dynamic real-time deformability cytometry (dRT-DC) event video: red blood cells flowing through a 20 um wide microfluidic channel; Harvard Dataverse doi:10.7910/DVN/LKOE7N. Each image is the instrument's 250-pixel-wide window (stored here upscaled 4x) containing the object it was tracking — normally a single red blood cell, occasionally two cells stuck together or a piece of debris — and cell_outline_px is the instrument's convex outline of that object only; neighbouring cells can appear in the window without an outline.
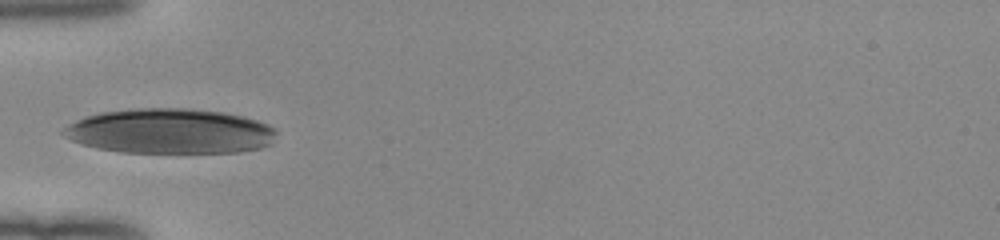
{"species": "human", "species_latin": "Homo sapiens", "temperature_condition": "room temperature", "stored_images_in_passage": 35, "camera_frame_rate_fps": 3000, "um_per_image_px": 0.085, "donor": {"sex": "female"}, "frame": {"image": 1, "passage_image": 1, "time_ms": 0.0, "image_size_px": [1000, 240], "cell_outline_px": [[276, 132], [268, 144], [260, 148], [240, 152], [120, 152], [100, 148], [84, 144], [72, 140], [64, 136], [60, 132], [68, 124], [84, 116], [100, 112], [136, 108], [188, 108], [224, 112], [256, 120], [268, 124], [276, 128]], "centroid_in_image_um": [14.42, 11.14], "position_along_channel_um": 70.6, "area_um2": 55.66}}
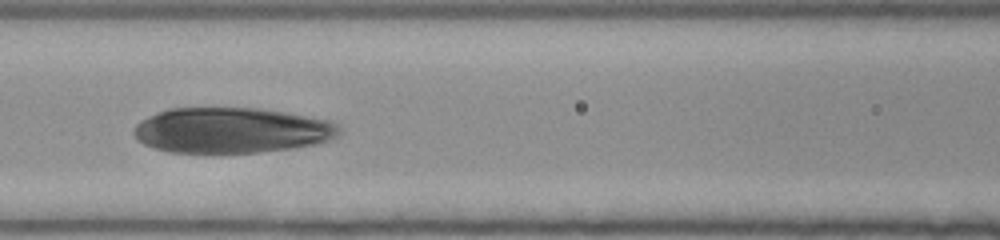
{"frame": {"image": 2, "passage_image": 7, "time_ms": 2.0, "image_size_px": [1000, 240], "cell_outline_px": [[340, 136], [316, 144], [292, 148], [260, 152], [168, 152], [144, 144], [132, 132], [132, 128], [140, 120], [156, 112], [168, 108], [260, 108], [332, 120], [340, 128]], "centroid_in_image_um": [19.69, 11.06], "position_along_channel_um": 146.9, "area_um2": 54.56}}
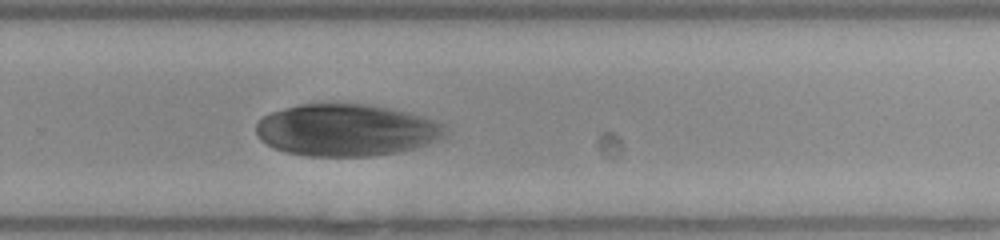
{"frame": {"image": 3, "passage_image": 19, "time_ms": 6.0, "image_size_px": [1000, 240], "cell_outline_px": [[448, 132], [444, 136], [428, 144], [416, 148], [396, 152], [368, 156], [308, 156], [284, 152], [272, 148], [260, 140], [256, 132], [256, 124], [264, 116], [272, 112], [284, 108], [300, 104], [368, 104], [408, 112], [424, 116], [444, 124], [448, 128]], "centroid_in_image_um": [29.44, 11.06], "position_along_channel_um": 300.4, "area_um2": 57.51}}